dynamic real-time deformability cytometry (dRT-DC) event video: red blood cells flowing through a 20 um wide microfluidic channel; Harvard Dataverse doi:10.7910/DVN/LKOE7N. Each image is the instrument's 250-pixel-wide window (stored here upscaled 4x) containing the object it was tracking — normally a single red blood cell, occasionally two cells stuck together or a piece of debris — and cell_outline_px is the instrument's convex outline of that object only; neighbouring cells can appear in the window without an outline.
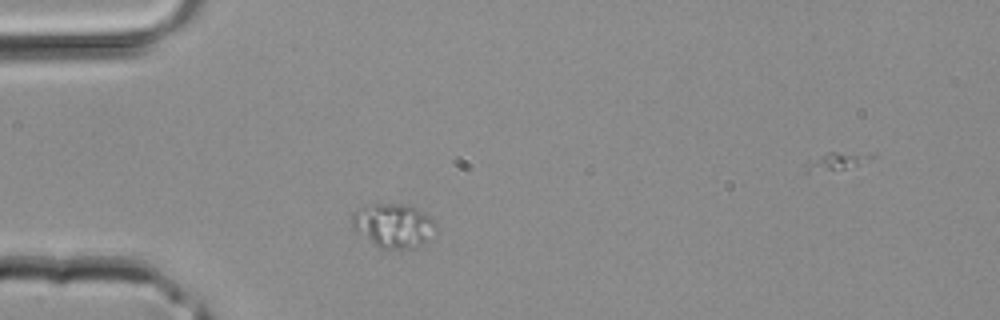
{"species": "common noctule bat (a hibernating species)", "species_latin": "Nyctalus noctula", "temperature_condition": "room temperature", "stored_images_in_passage": 35, "camera_frame_rate_fps": 3000, "um_per_image_px": 0.085, "animal": {"sex": "male", "body_mass_g": 20.4}, "frame": {"image": 1, "passage_image": 5, "time_ms": 1.333, "image_size_px": [1000, 320], "cell_outline_px": [[436, 228], [428, 240], [416, 248], [380, 248], [356, 232], [352, 228], [352, 216], [356, 208], [372, 204], [404, 204], [416, 208], [428, 216], [432, 220]], "centroid_in_image_um": [33.4, 19.17], "position_along_channel_um": 51.6, "area_um2": 21.33}}
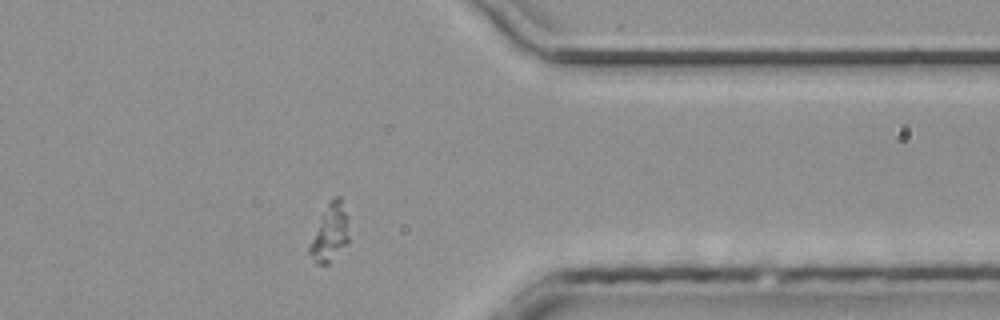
{"frame": {"image": 2, "passage_image": 26, "time_ms": 8.333, "image_size_px": [1000, 320], "cell_outline_px": [[348, 240], [328, 264], [316, 264], [308, 252], [308, 248], [320, 216], [328, 200], [336, 196], [340, 196], [344, 212], [348, 236]], "centroid_in_image_um": [27.98, 19.79], "position_along_channel_um": 383.4, "area_um2": 12.6}}
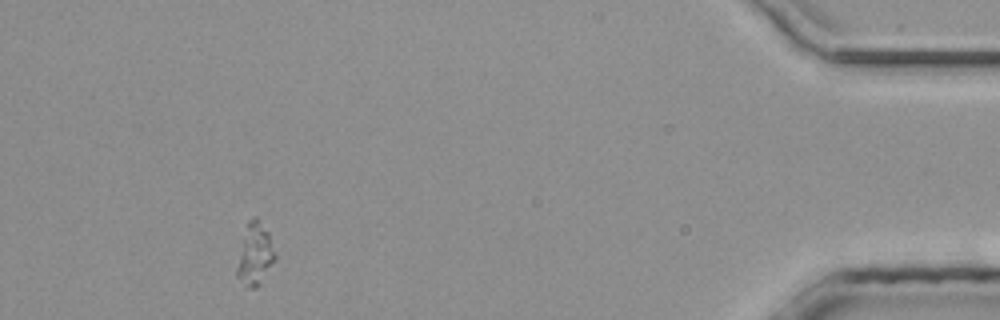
{"frame": {"image": 3, "passage_image": 31, "time_ms": 10.0, "image_size_px": [1000, 320], "cell_outline_px": [[276, 260], [260, 284], [256, 288], [244, 288], [236, 276], [236, 268], [248, 220], [252, 216], [256, 216], [268, 232], [276, 256]], "centroid_in_image_um": [21.67, 21.67], "position_along_channel_um": 413.5, "area_um2": 13.76}}